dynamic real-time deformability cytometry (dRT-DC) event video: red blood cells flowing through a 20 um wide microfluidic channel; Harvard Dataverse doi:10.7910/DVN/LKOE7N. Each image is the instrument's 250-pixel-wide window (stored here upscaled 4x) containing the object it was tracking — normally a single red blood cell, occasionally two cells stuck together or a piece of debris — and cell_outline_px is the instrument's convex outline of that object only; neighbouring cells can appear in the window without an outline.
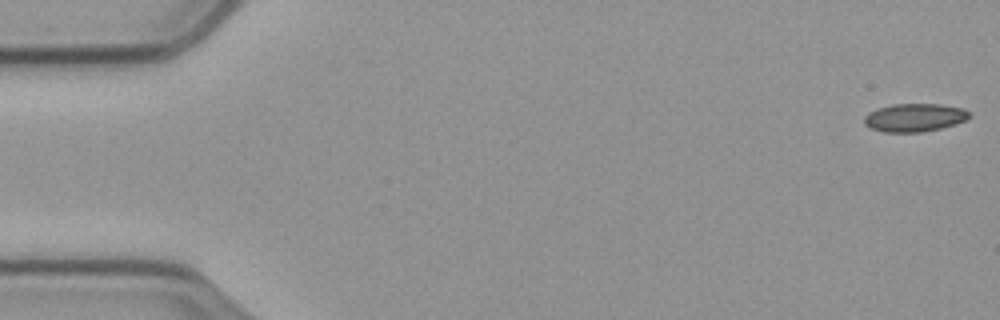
{"species": "common noctule bat (a hibernating species)", "species_latin": "Nyctalus noctula", "temperature_condition": "cold", "stored_images_in_passage": 58, "camera_frame_rate_fps": 3000, "um_per_image_px": 0.085, "animal": {"sex": "male", "body_mass_g": 23.1, "forearm_length_mm": 52.7}, "frame": {"image": 1, "passage_image": 1, "time_ms": 0.0, "image_size_px": [1000, 320], "cell_outline_px": [[972, 116], [956, 124], [924, 132], [884, 132], [868, 128], [864, 124], [864, 116], [868, 112], [876, 108], [892, 104], [940, 104], [964, 108], [972, 112]], "centroid_in_image_um": [77.73, 9.99], "position_along_channel_um": 7.3, "area_um2": 17.57}}
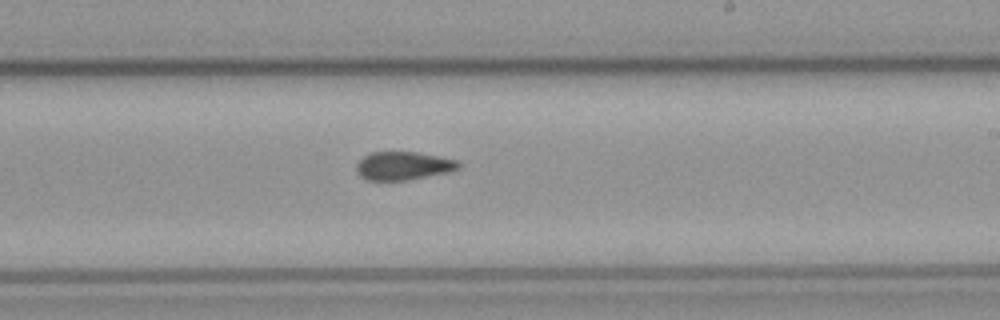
{"frame": {"image": 2, "passage_image": 34, "time_ms": 11.0, "image_size_px": [1000, 320], "cell_outline_px": [[460, 168], [448, 172], [404, 180], [368, 180], [360, 176], [356, 172], [356, 164], [364, 156], [372, 152], [416, 152], [456, 160], [460, 164]], "centroid_in_image_um": [34.24, 14.09], "position_along_channel_um": 254.8, "area_um2": 16.59}}
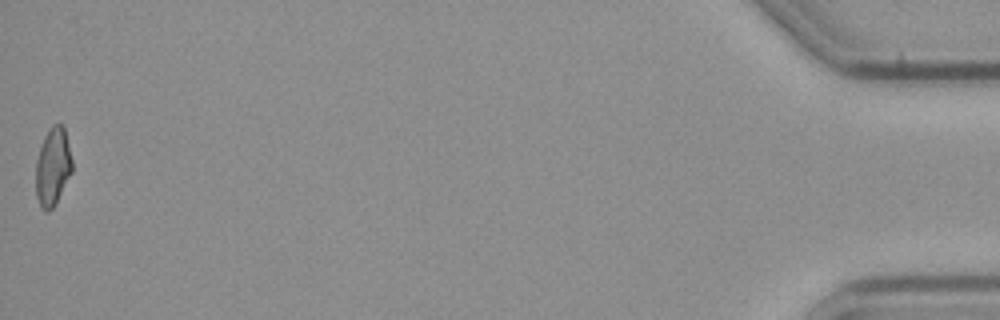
{"frame": {"image": 3, "passage_image": 58, "time_ms": 19.0, "image_size_px": [1000, 320], "cell_outline_px": [[72, 172], [56, 204], [48, 212], [44, 212], [40, 208], [36, 196], [36, 160], [44, 136], [48, 128], [52, 124], [64, 124], [72, 160]], "centroid_in_image_um": [4.49, 14.18], "position_along_channel_um": 430.7, "area_um2": 16.82}, "authors_computed_cell_mechanics": {"area_um2": 17.4556, "velocity_mm_per_s": 3.5255, "shape_relaxation_time_tau1_ms": null, "shape_relaxation_time_tau2_ms": 3.522, "deformation_change_tau1": null, "deformation_change_tau2": 0.0816}}